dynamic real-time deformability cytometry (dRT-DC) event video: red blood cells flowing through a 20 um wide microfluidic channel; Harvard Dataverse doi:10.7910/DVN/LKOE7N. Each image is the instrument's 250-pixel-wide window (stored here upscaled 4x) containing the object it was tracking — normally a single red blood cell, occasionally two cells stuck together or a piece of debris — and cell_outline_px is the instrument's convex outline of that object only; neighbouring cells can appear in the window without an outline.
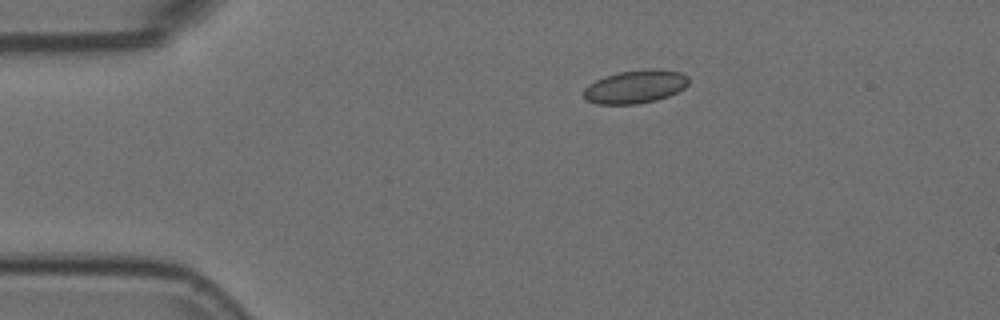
{"species": "Egyptian fruit bat (a non-hibernating species)", "species_latin": "Rousettus aegyptiacus", "temperature_condition": "room temperature", "stored_images_in_passage": 7, "camera_frame_rate_fps": 3000, "um_per_image_px": 0.085, "animal": {"sex": "female"}, "frame": {"image": 1, "passage_image": 1, "time_ms": 0.0, "image_size_px": [1000, 320], "cell_outline_px": [[688, 84], [684, 88], [668, 96], [656, 100], [636, 104], [596, 104], [588, 100], [584, 96], [584, 88], [588, 84], [604, 76], [620, 72], [644, 68], [660, 68], [680, 72], [688, 76]], "centroid_in_image_um": [54.01, 7.35], "position_along_channel_um": 31.0, "area_um2": 20.46}}
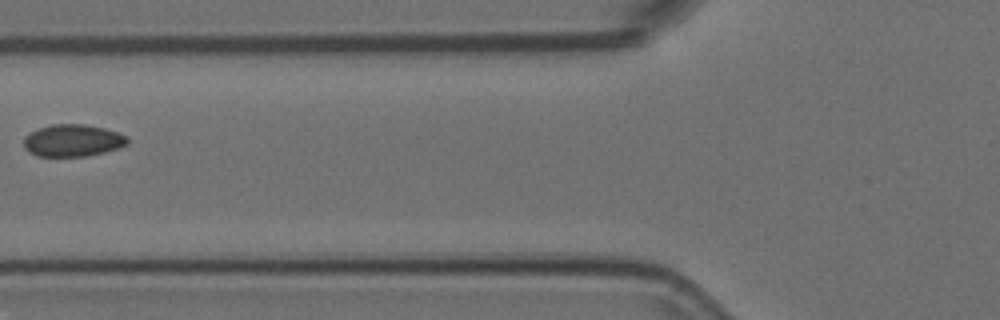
{"frame": {"image": 2, "passage_image": 4, "time_ms": 1.0, "image_size_px": [1000, 320], "cell_outline_px": [[128, 144], [104, 152], [84, 156], [36, 156], [28, 152], [24, 148], [24, 136], [28, 132], [36, 128], [52, 124], [84, 124], [104, 128], [128, 136]], "centroid_in_image_um": [6.13, 11.93], "position_along_channel_um": 119.7, "area_um2": 19.54}}
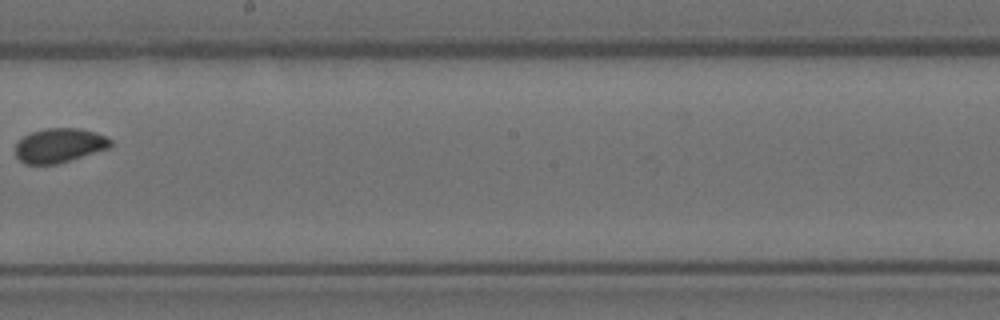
{"frame": {"image": 3, "passage_image": 7, "time_ms": 2.0, "image_size_px": [1000, 320], "cell_outline_px": [[112, 144], [108, 148], [56, 164], [24, 164], [16, 156], [16, 144], [24, 136], [32, 132], [48, 128], [80, 128], [96, 132], [112, 140]], "centroid_in_image_um": [5.04, 12.35], "position_along_channel_um": 243.2, "area_um2": 18.79}}